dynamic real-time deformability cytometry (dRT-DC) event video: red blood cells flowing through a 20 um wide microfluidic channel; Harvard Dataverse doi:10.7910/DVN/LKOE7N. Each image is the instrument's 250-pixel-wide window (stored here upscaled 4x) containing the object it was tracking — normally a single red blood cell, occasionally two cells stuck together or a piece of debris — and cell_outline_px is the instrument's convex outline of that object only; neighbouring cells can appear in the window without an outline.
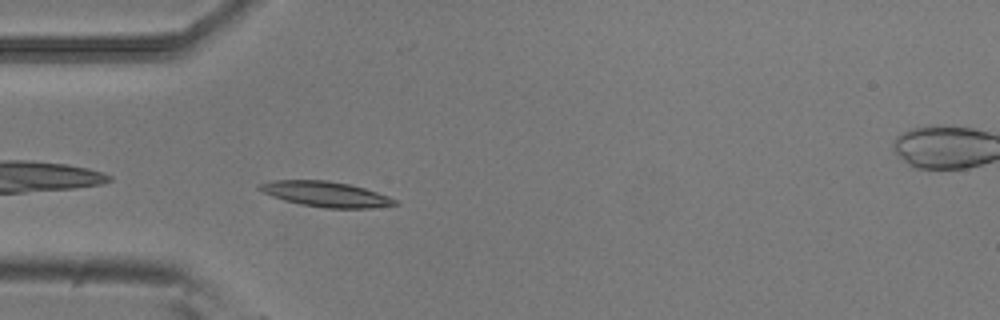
{"species": "common noctule bat (a hibernating species)", "species_latin": "Nyctalus noctula", "temperature_condition": "room temperature", "stored_images_in_passage": 39, "camera_frame_rate_fps": 3000, "um_per_image_px": 0.085, "animal": {"sex": "male", "body_mass_g": 20.5, "forearm_length_mm": 52.5}, "frame": {"image": 1, "passage_image": 2, "time_ms": 0.333, "image_size_px": [1000, 320], "cell_outline_px": [[400, 204], [372, 208], [324, 208], [300, 204], [284, 200], [272, 196], [256, 188], [260, 184], [272, 180], [328, 180], [348, 184], [364, 188], [388, 196], [396, 200]], "centroid_in_image_um": [27.69, 16.5], "position_along_channel_um": 57.3, "area_um2": 19.88}}
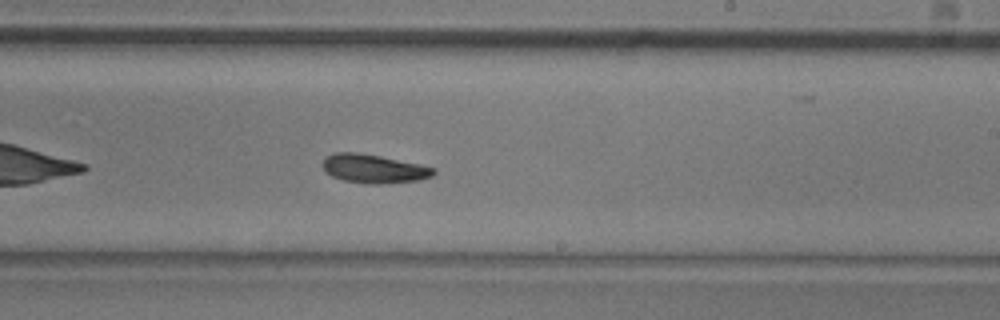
{"frame": {"image": 2, "passage_image": 18, "time_ms": 5.667, "image_size_px": [1000, 320], "cell_outline_px": [[436, 172], [432, 176], [420, 180], [384, 184], [368, 184], [344, 180], [332, 176], [324, 172], [320, 164], [328, 156], [336, 152], [356, 152], [380, 156], [420, 164], [436, 168]], "centroid_in_image_um": [31.77, 14.35], "position_along_channel_um": 257.2, "area_um2": 18.73}}
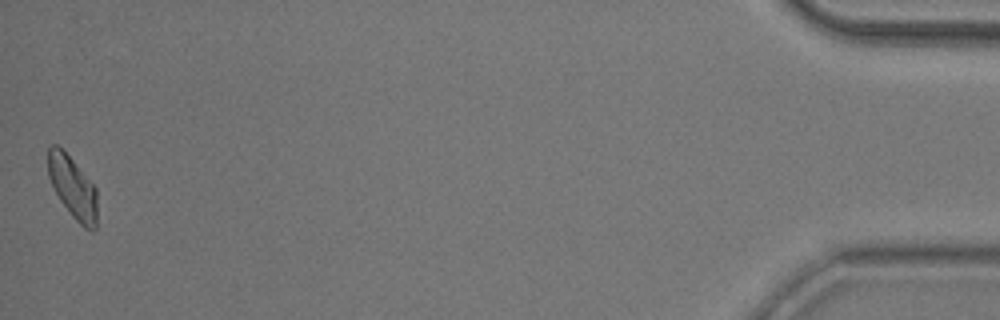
{"frame": {"image": 3, "passage_image": 39, "time_ms": 12.667, "image_size_px": [1000, 320], "cell_outline_px": [[96, 228], [92, 232], [84, 228], [72, 216], [60, 200], [48, 176], [48, 148], [52, 144], [56, 144], [72, 160], [96, 188]], "centroid_in_image_um": [6.18, 15.96], "position_along_channel_um": 429.0, "area_um2": 17.4}, "authors_computed_cell_mechanics": {"area_um2": 18.1492, "velocity_mm_per_s": 3.8112, "shape_relaxation_time_tau1_ms": 2.6507, "shape_relaxation_time_tau2_ms": 6.4922, "deformation_change_tau1": 0.0986, "deformation_change_tau2": 0.1273}}